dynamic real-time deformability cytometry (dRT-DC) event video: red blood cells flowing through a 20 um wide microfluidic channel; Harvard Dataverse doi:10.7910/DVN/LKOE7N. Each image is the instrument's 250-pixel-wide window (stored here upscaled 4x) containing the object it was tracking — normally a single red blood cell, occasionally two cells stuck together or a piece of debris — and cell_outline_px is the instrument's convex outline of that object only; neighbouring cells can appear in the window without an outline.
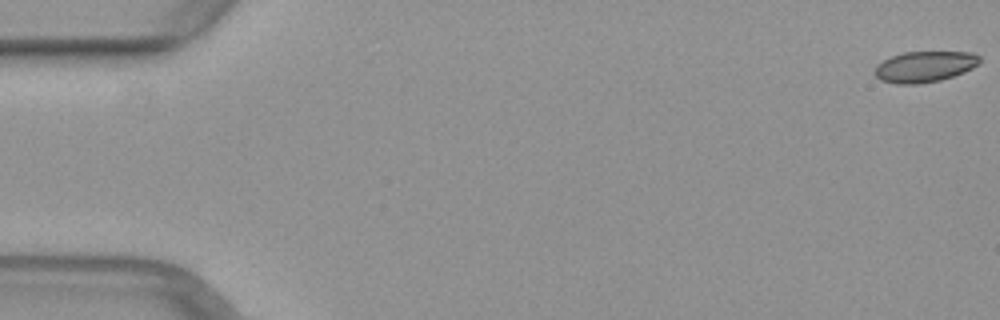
{"species": "common noctule bat (a hibernating species)", "species_latin": "Nyctalus noctula", "temperature_condition": "warm", "stored_images_in_passage": 52, "camera_frame_rate_fps": 3000, "um_per_image_px": 0.085, "animal": {"sex": "female", "body_mass_g": 29.2, "forearm_length_mm": 56.3}, "frame": {"image": 1, "passage_image": 1, "time_ms": 0.0, "image_size_px": [1000, 320], "cell_outline_px": [[980, 60], [972, 68], [964, 72], [940, 80], [916, 84], [896, 84], [880, 80], [872, 72], [876, 64], [892, 56], [904, 52], [972, 52], [980, 56]], "centroid_in_image_um": [78.54, 5.67], "position_along_channel_um": 6.5, "area_um2": 18.9}}
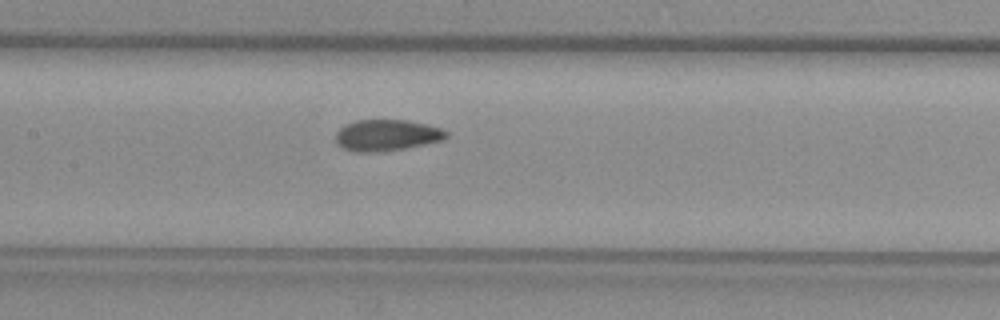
{"frame": {"image": 2, "passage_image": 25, "time_ms": 8.0, "image_size_px": [1000, 320], "cell_outline_px": [[448, 136], [440, 140], [424, 144], [404, 148], [376, 152], [356, 152], [344, 148], [336, 144], [336, 132], [344, 124], [356, 120], [408, 120], [428, 124], [440, 128], [448, 132]], "centroid_in_image_um": [32.84, 11.48], "position_along_channel_um": 174.6, "area_um2": 20.11}}
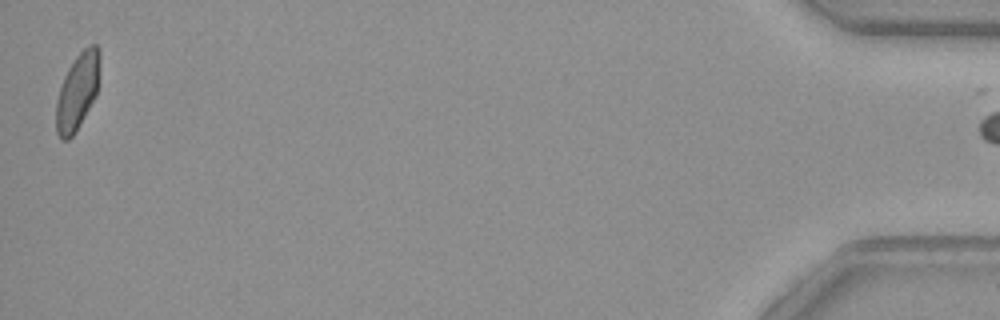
{"frame": {"image": 3, "passage_image": 51, "time_ms": 16.667, "image_size_px": [1000, 320], "cell_outline_px": [[100, 60], [96, 96], [76, 132], [68, 140], [60, 140], [56, 132], [56, 100], [64, 76], [68, 68], [76, 56], [88, 44], [96, 44], [100, 48]], "centroid_in_image_um": [6.58, 7.78], "position_along_channel_um": 428.6, "area_um2": 19.65}}